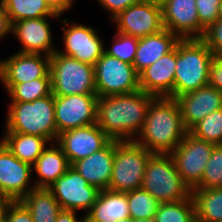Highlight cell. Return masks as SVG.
Listing matches in <instances>:
<instances>
[{"label": "cell", "instance_id": "obj_1", "mask_svg": "<svg viewBox=\"0 0 222 222\" xmlns=\"http://www.w3.org/2000/svg\"><path fill=\"white\" fill-rule=\"evenodd\" d=\"M155 98L142 90L98 97L97 125L112 140L133 141L142 131L148 108Z\"/></svg>", "mask_w": 222, "mask_h": 222}, {"label": "cell", "instance_id": "obj_2", "mask_svg": "<svg viewBox=\"0 0 222 222\" xmlns=\"http://www.w3.org/2000/svg\"><path fill=\"white\" fill-rule=\"evenodd\" d=\"M187 132L177 100L156 97L148 108L142 131L134 141L152 154H170Z\"/></svg>", "mask_w": 222, "mask_h": 222}, {"label": "cell", "instance_id": "obj_3", "mask_svg": "<svg viewBox=\"0 0 222 222\" xmlns=\"http://www.w3.org/2000/svg\"><path fill=\"white\" fill-rule=\"evenodd\" d=\"M213 53L201 38L180 39L176 44L173 92L178 96L208 85Z\"/></svg>", "mask_w": 222, "mask_h": 222}, {"label": "cell", "instance_id": "obj_4", "mask_svg": "<svg viewBox=\"0 0 222 222\" xmlns=\"http://www.w3.org/2000/svg\"><path fill=\"white\" fill-rule=\"evenodd\" d=\"M4 132L37 135L50 143L57 141L54 95L32 102H8Z\"/></svg>", "mask_w": 222, "mask_h": 222}, {"label": "cell", "instance_id": "obj_5", "mask_svg": "<svg viewBox=\"0 0 222 222\" xmlns=\"http://www.w3.org/2000/svg\"><path fill=\"white\" fill-rule=\"evenodd\" d=\"M142 188L159 203L187 200L191 189L180 177L170 154H153L146 165Z\"/></svg>", "mask_w": 222, "mask_h": 222}, {"label": "cell", "instance_id": "obj_6", "mask_svg": "<svg viewBox=\"0 0 222 222\" xmlns=\"http://www.w3.org/2000/svg\"><path fill=\"white\" fill-rule=\"evenodd\" d=\"M52 94H96L94 66L55 51L50 56Z\"/></svg>", "mask_w": 222, "mask_h": 222}, {"label": "cell", "instance_id": "obj_7", "mask_svg": "<svg viewBox=\"0 0 222 222\" xmlns=\"http://www.w3.org/2000/svg\"><path fill=\"white\" fill-rule=\"evenodd\" d=\"M152 155L134 140H115V156L108 189L126 193L141 188L145 168Z\"/></svg>", "mask_w": 222, "mask_h": 222}, {"label": "cell", "instance_id": "obj_8", "mask_svg": "<svg viewBox=\"0 0 222 222\" xmlns=\"http://www.w3.org/2000/svg\"><path fill=\"white\" fill-rule=\"evenodd\" d=\"M95 88L98 97L137 92L139 74L133 64L103 53L94 65Z\"/></svg>", "mask_w": 222, "mask_h": 222}, {"label": "cell", "instance_id": "obj_9", "mask_svg": "<svg viewBox=\"0 0 222 222\" xmlns=\"http://www.w3.org/2000/svg\"><path fill=\"white\" fill-rule=\"evenodd\" d=\"M215 146L216 144L199 139L188 131L182 142L170 153L180 177L191 191L200 186L207 161Z\"/></svg>", "mask_w": 222, "mask_h": 222}, {"label": "cell", "instance_id": "obj_10", "mask_svg": "<svg viewBox=\"0 0 222 222\" xmlns=\"http://www.w3.org/2000/svg\"><path fill=\"white\" fill-rule=\"evenodd\" d=\"M60 21L64 23L61 24L63 50L57 49L56 51L94 66L104 53L106 45L97 32L98 30L91 25L87 26L75 21L70 23L67 18L60 19Z\"/></svg>", "mask_w": 222, "mask_h": 222}, {"label": "cell", "instance_id": "obj_11", "mask_svg": "<svg viewBox=\"0 0 222 222\" xmlns=\"http://www.w3.org/2000/svg\"><path fill=\"white\" fill-rule=\"evenodd\" d=\"M97 94L54 95L57 138L62 132L97 123Z\"/></svg>", "mask_w": 222, "mask_h": 222}, {"label": "cell", "instance_id": "obj_12", "mask_svg": "<svg viewBox=\"0 0 222 222\" xmlns=\"http://www.w3.org/2000/svg\"><path fill=\"white\" fill-rule=\"evenodd\" d=\"M48 189L62 210H81L85 212L84 215L91 210L100 192L71 166Z\"/></svg>", "mask_w": 222, "mask_h": 222}, {"label": "cell", "instance_id": "obj_13", "mask_svg": "<svg viewBox=\"0 0 222 222\" xmlns=\"http://www.w3.org/2000/svg\"><path fill=\"white\" fill-rule=\"evenodd\" d=\"M32 174V165L19 160L0 141V196L20 201L36 188Z\"/></svg>", "mask_w": 222, "mask_h": 222}, {"label": "cell", "instance_id": "obj_14", "mask_svg": "<svg viewBox=\"0 0 222 222\" xmlns=\"http://www.w3.org/2000/svg\"><path fill=\"white\" fill-rule=\"evenodd\" d=\"M111 23L115 30L136 38L146 37L164 29L162 7L141 1L115 16Z\"/></svg>", "mask_w": 222, "mask_h": 222}, {"label": "cell", "instance_id": "obj_15", "mask_svg": "<svg viewBox=\"0 0 222 222\" xmlns=\"http://www.w3.org/2000/svg\"><path fill=\"white\" fill-rule=\"evenodd\" d=\"M60 17L50 16L14 22L11 35L22 46L18 52L51 56L58 48L54 47L50 20H60Z\"/></svg>", "mask_w": 222, "mask_h": 222}, {"label": "cell", "instance_id": "obj_16", "mask_svg": "<svg viewBox=\"0 0 222 222\" xmlns=\"http://www.w3.org/2000/svg\"><path fill=\"white\" fill-rule=\"evenodd\" d=\"M38 78H51L50 56L17 51L2 60V85L6 91L14 84Z\"/></svg>", "mask_w": 222, "mask_h": 222}, {"label": "cell", "instance_id": "obj_17", "mask_svg": "<svg viewBox=\"0 0 222 222\" xmlns=\"http://www.w3.org/2000/svg\"><path fill=\"white\" fill-rule=\"evenodd\" d=\"M112 139L97 123L71 129L58 135L56 143L67 156L69 164L88 157L104 148Z\"/></svg>", "mask_w": 222, "mask_h": 222}, {"label": "cell", "instance_id": "obj_18", "mask_svg": "<svg viewBox=\"0 0 222 222\" xmlns=\"http://www.w3.org/2000/svg\"><path fill=\"white\" fill-rule=\"evenodd\" d=\"M196 0H167L162 7L166 30L180 39L202 38L205 29L200 25Z\"/></svg>", "mask_w": 222, "mask_h": 222}, {"label": "cell", "instance_id": "obj_19", "mask_svg": "<svg viewBox=\"0 0 222 222\" xmlns=\"http://www.w3.org/2000/svg\"><path fill=\"white\" fill-rule=\"evenodd\" d=\"M176 100L181 109L183 124L188 131L208 114L222 108V93L209 84L182 94Z\"/></svg>", "mask_w": 222, "mask_h": 222}, {"label": "cell", "instance_id": "obj_20", "mask_svg": "<svg viewBox=\"0 0 222 222\" xmlns=\"http://www.w3.org/2000/svg\"><path fill=\"white\" fill-rule=\"evenodd\" d=\"M176 69V46L139 74V87L156 97H168L173 92Z\"/></svg>", "mask_w": 222, "mask_h": 222}, {"label": "cell", "instance_id": "obj_21", "mask_svg": "<svg viewBox=\"0 0 222 222\" xmlns=\"http://www.w3.org/2000/svg\"><path fill=\"white\" fill-rule=\"evenodd\" d=\"M115 156V140L88 157L71 164L81 176L99 190L109 188Z\"/></svg>", "mask_w": 222, "mask_h": 222}, {"label": "cell", "instance_id": "obj_22", "mask_svg": "<svg viewBox=\"0 0 222 222\" xmlns=\"http://www.w3.org/2000/svg\"><path fill=\"white\" fill-rule=\"evenodd\" d=\"M70 166L62 148L56 142L49 143L32 165V171L38 177L33 176L35 187L48 189Z\"/></svg>", "mask_w": 222, "mask_h": 222}, {"label": "cell", "instance_id": "obj_23", "mask_svg": "<svg viewBox=\"0 0 222 222\" xmlns=\"http://www.w3.org/2000/svg\"><path fill=\"white\" fill-rule=\"evenodd\" d=\"M180 38L165 28L158 33L139 38L133 67L140 74L164 54L170 52Z\"/></svg>", "mask_w": 222, "mask_h": 222}, {"label": "cell", "instance_id": "obj_24", "mask_svg": "<svg viewBox=\"0 0 222 222\" xmlns=\"http://www.w3.org/2000/svg\"><path fill=\"white\" fill-rule=\"evenodd\" d=\"M130 218L127 192L100 190L96 202L85 215V222H119Z\"/></svg>", "mask_w": 222, "mask_h": 222}, {"label": "cell", "instance_id": "obj_25", "mask_svg": "<svg viewBox=\"0 0 222 222\" xmlns=\"http://www.w3.org/2000/svg\"><path fill=\"white\" fill-rule=\"evenodd\" d=\"M0 141L19 160L33 165L49 141L37 135L16 132H3Z\"/></svg>", "mask_w": 222, "mask_h": 222}, {"label": "cell", "instance_id": "obj_26", "mask_svg": "<svg viewBox=\"0 0 222 222\" xmlns=\"http://www.w3.org/2000/svg\"><path fill=\"white\" fill-rule=\"evenodd\" d=\"M30 211L33 222H55L62 210L47 188H34L20 200Z\"/></svg>", "mask_w": 222, "mask_h": 222}, {"label": "cell", "instance_id": "obj_27", "mask_svg": "<svg viewBox=\"0 0 222 222\" xmlns=\"http://www.w3.org/2000/svg\"><path fill=\"white\" fill-rule=\"evenodd\" d=\"M196 218L204 222H222V187L192 190Z\"/></svg>", "mask_w": 222, "mask_h": 222}, {"label": "cell", "instance_id": "obj_28", "mask_svg": "<svg viewBox=\"0 0 222 222\" xmlns=\"http://www.w3.org/2000/svg\"><path fill=\"white\" fill-rule=\"evenodd\" d=\"M13 24L19 20L61 16L55 13L45 0H0Z\"/></svg>", "mask_w": 222, "mask_h": 222}, {"label": "cell", "instance_id": "obj_29", "mask_svg": "<svg viewBox=\"0 0 222 222\" xmlns=\"http://www.w3.org/2000/svg\"><path fill=\"white\" fill-rule=\"evenodd\" d=\"M52 93L51 78H38L14 84L8 91L9 102H32Z\"/></svg>", "mask_w": 222, "mask_h": 222}, {"label": "cell", "instance_id": "obj_30", "mask_svg": "<svg viewBox=\"0 0 222 222\" xmlns=\"http://www.w3.org/2000/svg\"><path fill=\"white\" fill-rule=\"evenodd\" d=\"M196 217L192 196L187 200L172 203H159L154 217L155 222H192Z\"/></svg>", "mask_w": 222, "mask_h": 222}, {"label": "cell", "instance_id": "obj_31", "mask_svg": "<svg viewBox=\"0 0 222 222\" xmlns=\"http://www.w3.org/2000/svg\"><path fill=\"white\" fill-rule=\"evenodd\" d=\"M130 218L154 219L159 202L142 187L127 192Z\"/></svg>", "mask_w": 222, "mask_h": 222}, {"label": "cell", "instance_id": "obj_32", "mask_svg": "<svg viewBox=\"0 0 222 222\" xmlns=\"http://www.w3.org/2000/svg\"><path fill=\"white\" fill-rule=\"evenodd\" d=\"M189 132L199 139L222 145V108L208 114L203 120L195 124Z\"/></svg>", "mask_w": 222, "mask_h": 222}, {"label": "cell", "instance_id": "obj_33", "mask_svg": "<svg viewBox=\"0 0 222 222\" xmlns=\"http://www.w3.org/2000/svg\"><path fill=\"white\" fill-rule=\"evenodd\" d=\"M111 40V46L105 47L104 52L109 56L120 59L123 62L133 64L139 38L116 31Z\"/></svg>", "mask_w": 222, "mask_h": 222}, {"label": "cell", "instance_id": "obj_34", "mask_svg": "<svg viewBox=\"0 0 222 222\" xmlns=\"http://www.w3.org/2000/svg\"><path fill=\"white\" fill-rule=\"evenodd\" d=\"M222 187V145H216L207 161L199 189Z\"/></svg>", "mask_w": 222, "mask_h": 222}, {"label": "cell", "instance_id": "obj_35", "mask_svg": "<svg viewBox=\"0 0 222 222\" xmlns=\"http://www.w3.org/2000/svg\"><path fill=\"white\" fill-rule=\"evenodd\" d=\"M222 0H196V7L200 25L206 30L219 18V9Z\"/></svg>", "mask_w": 222, "mask_h": 222}, {"label": "cell", "instance_id": "obj_36", "mask_svg": "<svg viewBox=\"0 0 222 222\" xmlns=\"http://www.w3.org/2000/svg\"><path fill=\"white\" fill-rule=\"evenodd\" d=\"M213 55H222V19L210 25L201 38Z\"/></svg>", "mask_w": 222, "mask_h": 222}, {"label": "cell", "instance_id": "obj_37", "mask_svg": "<svg viewBox=\"0 0 222 222\" xmlns=\"http://www.w3.org/2000/svg\"><path fill=\"white\" fill-rule=\"evenodd\" d=\"M3 222H33V218L21 201H11L6 208Z\"/></svg>", "mask_w": 222, "mask_h": 222}, {"label": "cell", "instance_id": "obj_38", "mask_svg": "<svg viewBox=\"0 0 222 222\" xmlns=\"http://www.w3.org/2000/svg\"><path fill=\"white\" fill-rule=\"evenodd\" d=\"M109 15V19H113L120 12L124 11L131 5L137 4L142 0H96Z\"/></svg>", "mask_w": 222, "mask_h": 222}, {"label": "cell", "instance_id": "obj_39", "mask_svg": "<svg viewBox=\"0 0 222 222\" xmlns=\"http://www.w3.org/2000/svg\"><path fill=\"white\" fill-rule=\"evenodd\" d=\"M208 84L222 93V55L213 56Z\"/></svg>", "mask_w": 222, "mask_h": 222}, {"label": "cell", "instance_id": "obj_40", "mask_svg": "<svg viewBox=\"0 0 222 222\" xmlns=\"http://www.w3.org/2000/svg\"><path fill=\"white\" fill-rule=\"evenodd\" d=\"M49 7L57 14L64 15L70 11L74 5V0H45Z\"/></svg>", "mask_w": 222, "mask_h": 222}, {"label": "cell", "instance_id": "obj_41", "mask_svg": "<svg viewBox=\"0 0 222 222\" xmlns=\"http://www.w3.org/2000/svg\"><path fill=\"white\" fill-rule=\"evenodd\" d=\"M9 34H12V23L4 6L0 2V41L4 38L7 39V35Z\"/></svg>", "mask_w": 222, "mask_h": 222}, {"label": "cell", "instance_id": "obj_42", "mask_svg": "<svg viewBox=\"0 0 222 222\" xmlns=\"http://www.w3.org/2000/svg\"><path fill=\"white\" fill-rule=\"evenodd\" d=\"M78 213L73 210H61L55 222H85V215L77 217Z\"/></svg>", "mask_w": 222, "mask_h": 222}, {"label": "cell", "instance_id": "obj_43", "mask_svg": "<svg viewBox=\"0 0 222 222\" xmlns=\"http://www.w3.org/2000/svg\"><path fill=\"white\" fill-rule=\"evenodd\" d=\"M11 201L5 198H0V222H3L6 208Z\"/></svg>", "mask_w": 222, "mask_h": 222}, {"label": "cell", "instance_id": "obj_44", "mask_svg": "<svg viewBox=\"0 0 222 222\" xmlns=\"http://www.w3.org/2000/svg\"><path fill=\"white\" fill-rule=\"evenodd\" d=\"M144 2H148V3H151V4H155V5H158V6H162L167 0H142Z\"/></svg>", "mask_w": 222, "mask_h": 222}, {"label": "cell", "instance_id": "obj_45", "mask_svg": "<svg viewBox=\"0 0 222 222\" xmlns=\"http://www.w3.org/2000/svg\"><path fill=\"white\" fill-rule=\"evenodd\" d=\"M133 222H155L154 219H138L133 220Z\"/></svg>", "mask_w": 222, "mask_h": 222}, {"label": "cell", "instance_id": "obj_46", "mask_svg": "<svg viewBox=\"0 0 222 222\" xmlns=\"http://www.w3.org/2000/svg\"><path fill=\"white\" fill-rule=\"evenodd\" d=\"M0 83H2V59H0Z\"/></svg>", "mask_w": 222, "mask_h": 222}, {"label": "cell", "instance_id": "obj_47", "mask_svg": "<svg viewBox=\"0 0 222 222\" xmlns=\"http://www.w3.org/2000/svg\"><path fill=\"white\" fill-rule=\"evenodd\" d=\"M218 19H222V1H221L220 9H219V18Z\"/></svg>", "mask_w": 222, "mask_h": 222}, {"label": "cell", "instance_id": "obj_48", "mask_svg": "<svg viewBox=\"0 0 222 222\" xmlns=\"http://www.w3.org/2000/svg\"><path fill=\"white\" fill-rule=\"evenodd\" d=\"M119 222H133V219L128 218V219L120 220Z\"/></svg>", "mask_w": 222, "mask_h": 222}, {"label": "cell", "instance_id": "obj_49", "mask_svg": "<svg viewBox=\"0 0 222 222\" xmlns=\"http://www.w3.org/2000/svg\"><path fill=\"white\" fill-rule=\"evenodd\" d=\"M192 222H204V221H201L195 217Z\"/></svg>", "mask_w": 222, "mask_h": 222}]
</instances>
